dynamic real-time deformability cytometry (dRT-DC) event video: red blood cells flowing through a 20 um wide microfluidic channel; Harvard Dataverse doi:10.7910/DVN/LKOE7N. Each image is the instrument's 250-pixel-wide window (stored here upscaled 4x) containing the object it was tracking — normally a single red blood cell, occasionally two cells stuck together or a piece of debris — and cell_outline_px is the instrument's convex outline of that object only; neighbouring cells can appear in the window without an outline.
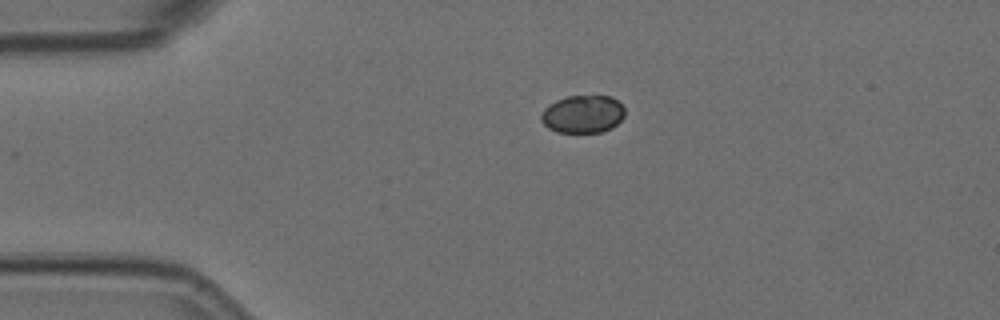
{"species": "Egyptian fruit bat (a non-hibernating species)", "species_latin": "Rousettus aegyptiacus", "temperature_condition": "room temperature", "stored_images_in_passage": 3, "camera_frame_rate_fps": 3000, "um_per_image_px": 0.085, "animal": {"sex": "female"}, "frame": {"image": 1, "passage_image": 3, "time_ms": 0.667, "image_size_px": [1000, 320], "cell_outline_px": [[624, 116], [612, 128], [604, 132], [556, 132], [548, 128], [540, 120], [540, 116], [544, 108], [548, 104], [556, 100], [568, 96], [612, 96], [624, 108]], "centroid_in_image_um": [49.51, 9.7], "position_along_channel_um": 35.5, "area_um2": 18.5}}